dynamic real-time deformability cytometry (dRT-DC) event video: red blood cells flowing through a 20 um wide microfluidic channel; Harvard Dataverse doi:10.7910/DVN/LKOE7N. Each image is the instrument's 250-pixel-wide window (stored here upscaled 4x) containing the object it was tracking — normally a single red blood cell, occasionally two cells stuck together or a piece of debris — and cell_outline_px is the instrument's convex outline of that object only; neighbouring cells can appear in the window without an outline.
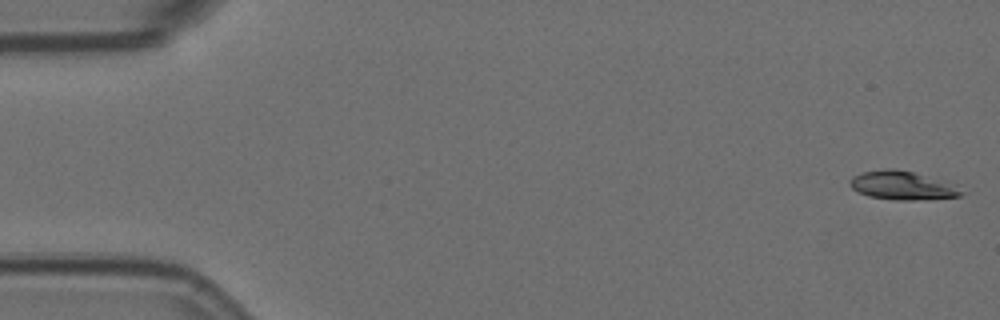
{"species": "Egyptian fruit bat (a non-hibernating species)", "species_latin": "Rousettus aegyptiacus", "temperature_condition": "room temperature", "stored_images_in_passage": 3, "camera_frame_rate_fps": 3000, "um_per_image_px": 0.085, "animal": {"sex": "female"}, "frame": {"image": 1, "passage_image": 1, "time_ms": 0.0, "image_size_px": [1000, 320], "cell_outline_px": [[964, 192], [960, 196], [912, 200], [896, 200], [868, 196], [856, 192], [848, 184], [848, 180], [852, 176], [864, 172], [884, 168], [892, 168], [912, 172], [956, 184]], "centroid_in_image_um": [76.66, 15.76], "position_along_channel_um": 8.3, "area_um2": 18.61}}